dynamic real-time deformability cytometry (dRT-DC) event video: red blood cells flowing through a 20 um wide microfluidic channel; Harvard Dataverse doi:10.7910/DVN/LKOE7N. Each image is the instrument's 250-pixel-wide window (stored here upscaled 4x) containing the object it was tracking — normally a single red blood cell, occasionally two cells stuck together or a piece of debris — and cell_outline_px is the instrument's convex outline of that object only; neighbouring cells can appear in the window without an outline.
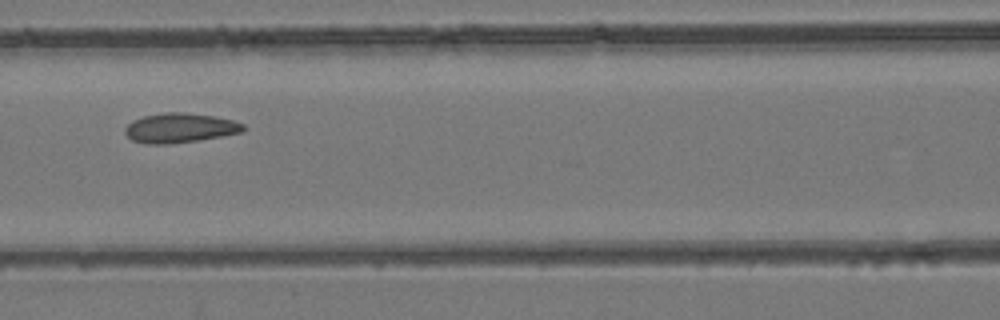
{"species": "common noctule bat (a hibernating species)", "species_latin": "Nyctalus noctula", "temperature_condition": "room temperature", "stored_images_in_passage": 5, "camera_frame_rate_fps": 3000, "um_per_image_px": 0.085, "animal": {"sex": "female", "body_mass_g": 24.6, "forearm_length_mm": 56.2}, "frame": {"image": 1, "passage_image": 5, "time_ms": 1.333, "image_size_px": [1000, 320], "cell_outline_px": [[244, 128], [240, 132], [220, 136], [196, 140], [168, 144], [144, 144], [132, 140], [124, 132], [124, 128], [132, 120], [144, 116], [164, 112], [184, 112], [212, 116], [232, 120], [244, 124]], "centroid_in_image_um": [15.22, 10.87], "position_along_channel_um": 151.4, "area_um2": 20.17}}